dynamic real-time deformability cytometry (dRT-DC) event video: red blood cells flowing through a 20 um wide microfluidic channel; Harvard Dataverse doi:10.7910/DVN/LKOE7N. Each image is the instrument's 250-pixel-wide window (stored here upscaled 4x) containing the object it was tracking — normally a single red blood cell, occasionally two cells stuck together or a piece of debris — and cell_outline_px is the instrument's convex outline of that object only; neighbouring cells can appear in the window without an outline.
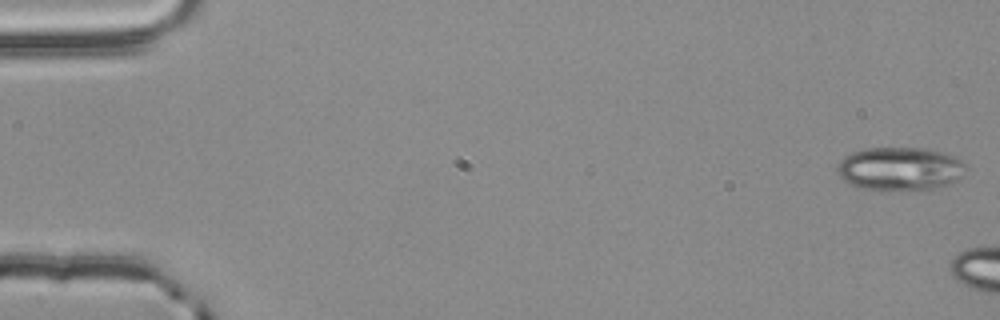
{"species": "common noctule bat (a hibernating species)", "species_latin": "Nyctalus noctula", "temperature_condition": "room temperature", "stored_images_in_passage": 2, "camera_frame_rate_fps": 3000, "um_per_image_px": 0.085, "animal": {"sex": "male", "body_mass_g": 20.4}, "frame": {"image": 1, "passage_image": 1, "time_ms": 0.0, "image_size_px": [1000, 320], "cell_outline_px": [[968, 168], [964, 176], [952, 184], [936, 188], [860, 188], [848, 184], [836, 172], [836, 164], [844, 156], [852, 152], [868, 148], [924, 148], [940, 152], [952, 156], [960, 160]], "centroid_in_image_um": [76.5, 14.32], "position_along_channel_um": 8.5, "area_um2": 32.19}}